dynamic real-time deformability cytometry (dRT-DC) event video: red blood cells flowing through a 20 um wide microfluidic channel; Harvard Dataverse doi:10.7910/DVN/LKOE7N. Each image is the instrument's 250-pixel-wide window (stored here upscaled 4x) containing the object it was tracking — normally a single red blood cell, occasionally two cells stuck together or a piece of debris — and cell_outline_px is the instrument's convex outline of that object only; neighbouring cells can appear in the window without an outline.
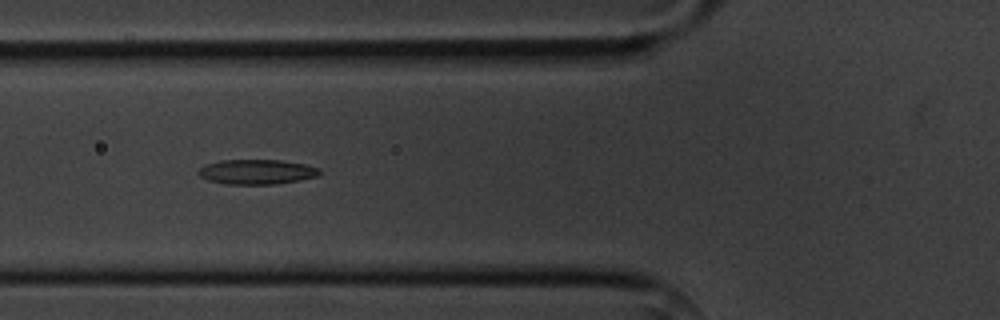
{"species": "common noctule bat (a hibernating species)", "species_latin": "Nyctalus noctula", "temperature_condition": "cold", "stored_images_in_passage": 8, "camera_frame_rate_fps": 3000, "um_per_image_px": 0.085, "animal": {"sex": "male", "body_mass_g": 20.1, "forearm_length_mm": 53.5}, "frame": {"image": 1, "passage_image": 7, "time_ms": 7.0, "image_size_px": [1000, 320], "cell_outline_px": [[320, 172], [316, 176], [300, 180], [276, 184], [224, 184], [208, 180], [200, 176], [196, 172], [204, 164], [220, 160], [280, 160], [304, 164], [320, 168]], "centroid_in_image_um": [21.78, 14.6], "position_along_channel_um": 104.0, "area_um2": 17.57}}
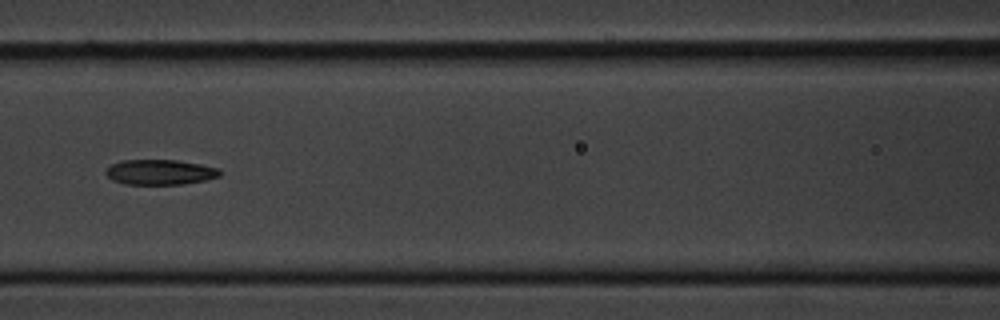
{"frame": {"image": 2, "passage_image": 8, "time_ms": 8.333, "image_size_px": [1000, 320], "cell_outline_px": [[224, 172], [220, 176], [204, 180], [180, 184], [124, 184], [112, 180], [104, 172], [112, 164], [120, 160], [176, 160], [200, 164], [220, 168]], "centroid_in_image_um": [13.62, 14.62], "position_along_channel_um": 153.0, "area_um2": 16.76}}